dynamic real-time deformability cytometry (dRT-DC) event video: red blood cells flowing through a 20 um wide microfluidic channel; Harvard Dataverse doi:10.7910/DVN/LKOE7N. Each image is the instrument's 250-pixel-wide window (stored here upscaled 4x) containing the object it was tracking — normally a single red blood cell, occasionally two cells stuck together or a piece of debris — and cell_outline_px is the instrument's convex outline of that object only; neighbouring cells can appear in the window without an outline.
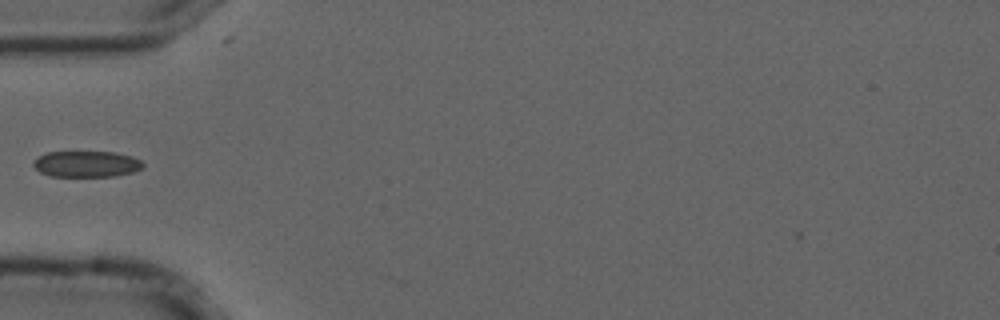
{"species": "common noctule bat (a hibernating species)", "species_latin": "Nyctalus noctula", "temperature_condition": "cold", "stored_images_in_passage": 38, "camera_frame_rate_fps": 3000, "um_per_image_px": 0.085, "animal": {"sex": "male", "forearm_length_mm": 52.5}, "frame": {"image": 1, "passage_image": 1, "time_ms": 0.0, "image_size_px": [1000, 320], "cell_outline_px": [[144, 168], [132, 172], [116, 176], [52, 176], [40, 172], [32, 164], [40, 156], [48, 152], [112, 152], [132, 156], [140, 160], [144, 164]], "centroid_in_image_um": [7.39, 13.94], "position_along_channel_um": 77.6, "area_um2": 16.53}}
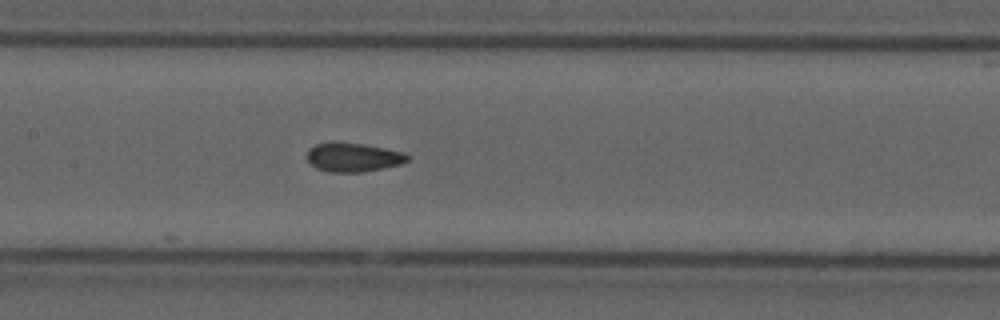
{"frame": {"image": 2, "passage_image": 9, "time_ms": 2.667, "image_size_px": [1000, 320], "cell_outline_px": [[408, 160], [404, 164], [384, 168], [360, 172], [328, 172], [316, 168], [308, 160], [308, 148], [316, 144], [332, 140], [360, 144], [384, 148], [404, 152], [408, 156]], "centroid_in_image_um": [30.01, 13.36], "position_along_channel_um": 177.4, "area_um2": 17.11}}
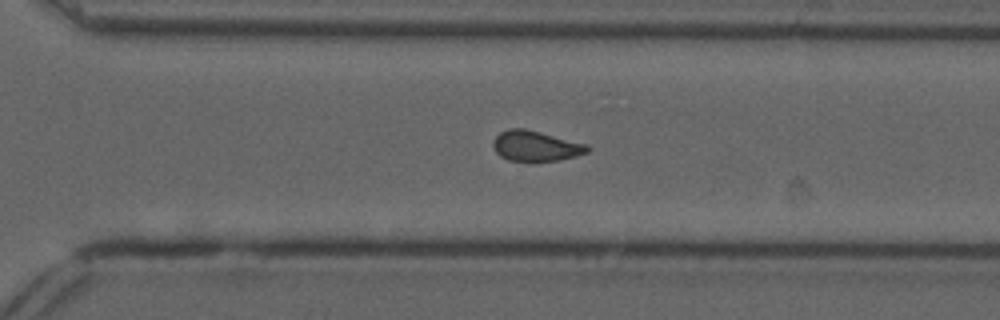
{"frame": {"image": 3, "passage_image": 21, "time_ms": 6.667, "image_size_px": [1000, 320], "cell_outline_px": [[592, 148], [588, 152], [576, 156], [560, 160], [536, 164], [528, 164], [508, 160], [500, 156], [496, 152], [492, 144], [492, 140], [500, 132], [508, 128], [524, 128], [588, 144]], "centroid_in_image_um": [45.53, 12.46], "position_along_channel_um": 325.1, "area_um2": 17.51}}